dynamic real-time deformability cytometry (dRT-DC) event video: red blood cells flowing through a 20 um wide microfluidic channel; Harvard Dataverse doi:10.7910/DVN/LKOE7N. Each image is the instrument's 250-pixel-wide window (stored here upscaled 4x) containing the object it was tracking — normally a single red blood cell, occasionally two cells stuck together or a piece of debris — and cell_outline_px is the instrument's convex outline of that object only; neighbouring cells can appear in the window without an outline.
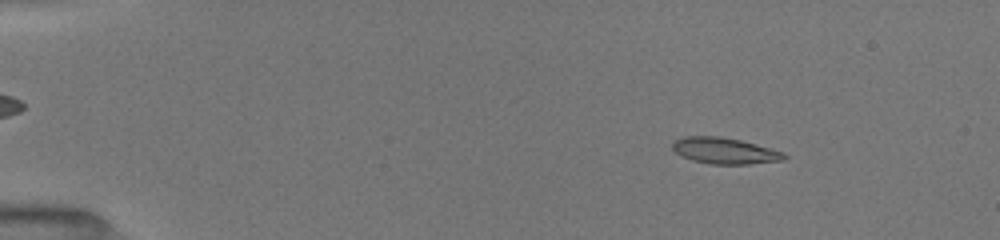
{"species": "common noctule bat (a hibernating species)", "species_latin": "Nyctalus noctula", "temperature_condition": "room temperature", "stored_images_in_passage": 51, "camera_frame_rate_fps": 3000, "um_per_image_px": 0.085, "animal": {"sex": "female", "body_mass_g": 19.5, "forearm_length_mm": 54.1}, "frame": {"image": 1, "passage_image": 7, "time_ms": 2.0, "image_size_px": [1000, 240], "cell_outline_px": [[788, 156], [784, 160], [748, 164], [708, 164], [692, 160], [676, 152], [672, 148], [672, 144], [676, 140], [684, 136], [720, 136], [740, 140], [756, 144], [784, 152]], "centroid_in_image_um": [61.62, 12.81], "position_along_channel_um": 23.4, "area_um2": 16.99}}
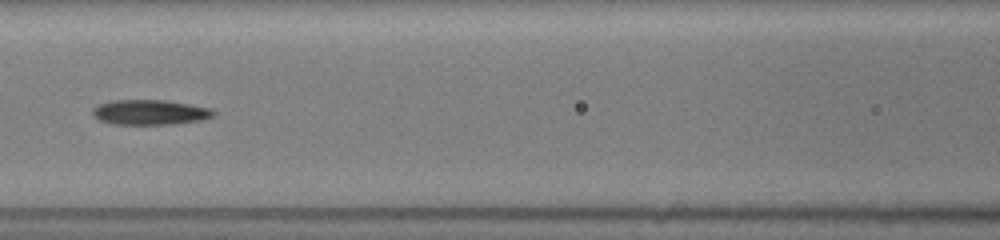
{"frame": {"image": 2, "passage_image": 24, "time_ms": 7.667, "image_size_px": [1000, 240], "cell_outline_px": [[216, 112], [212, 116], [200, 120], [172, 124], [112, 124], [100, 120], [92, 112], [92, 108], [100, 104], [112, 100], [164, 100], [212, 108]], "centroid_in_image_um": [12.75, 9.54], "position_along_channel_um": 153.9, "area_um2": 17.46}}
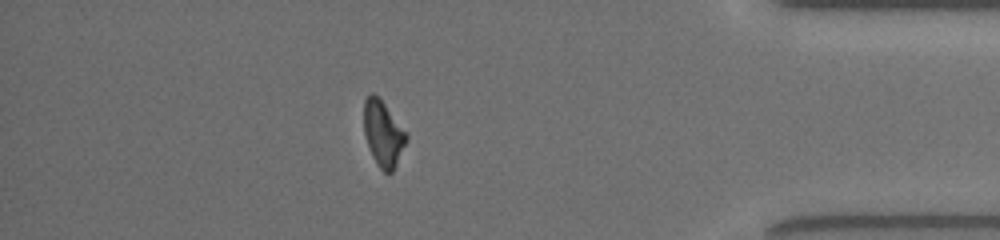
{"frame": {"image": 3, "passage_image": 45, "time_ms": 14.667, "image_size_px": [1000, 240], "cell_outline_px": [[408, 140], [392, 172], [384, 172], [380, 168], [372, 156], [364, 132], [364, 100], [372, 92], [384, 104], [408, 132]], "centroid_in_image_um": [32.59, 11.36], "position_along_channel_um": 402.6, "area_um2": 16.07}, "authors_computed_cell_mechanics": {"area_um2": 16.8776, "velocity_mm_per_s": 4.0327, "shape_relaxation_time_tau1_ms": 3.3267, "shape_relaxation_time_tau2_ms": 3.3532, "deformation_change_tau1": 0.1669, "deformation_change_tau2": 0.1208}}